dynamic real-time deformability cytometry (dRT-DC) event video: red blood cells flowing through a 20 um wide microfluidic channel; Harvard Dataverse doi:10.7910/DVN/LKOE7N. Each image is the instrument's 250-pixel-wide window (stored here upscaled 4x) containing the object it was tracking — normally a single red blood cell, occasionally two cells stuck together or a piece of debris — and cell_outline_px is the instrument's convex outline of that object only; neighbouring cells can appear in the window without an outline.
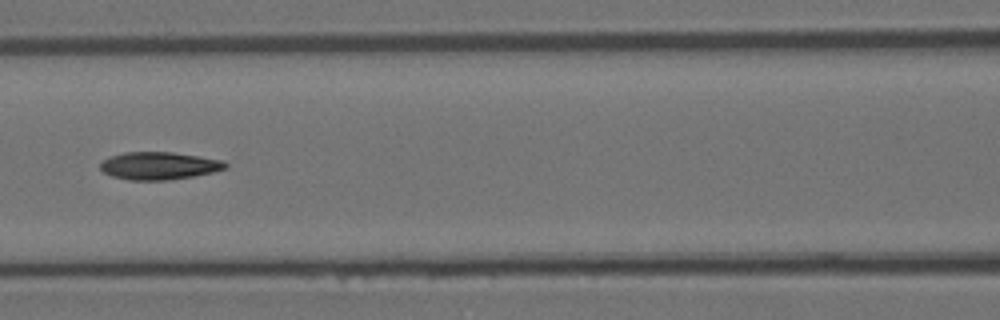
{"species": "Egyptian fruit bat (a non-hibernating species)", "species_latin": "Rousettus aegyptiacus", "temperature_condition": "room temperature", "stored_images_in_passage": 10, "camera_frame_rate_fps": 3000, "um_per_image_px": 0.085, "animal": {"sex": "female"}, "frame": {"image": 1, "passage_image": 7, "time_ms": 7.667, "image_size_px": [1000, 320], "cell_outline_px": [[228, 168], [212, 172], [192, 176], [168, 180], [128, 180], [112, 176], [104, 172], [100, 168], [100, 164], [108, 156], [124, 152], [172, 152], [224, 160], [228, 164]], "centroid_in_image_um": [13.52, 14.08], "position_along_channel_um": 153.1, "area_um2": 20.17}}
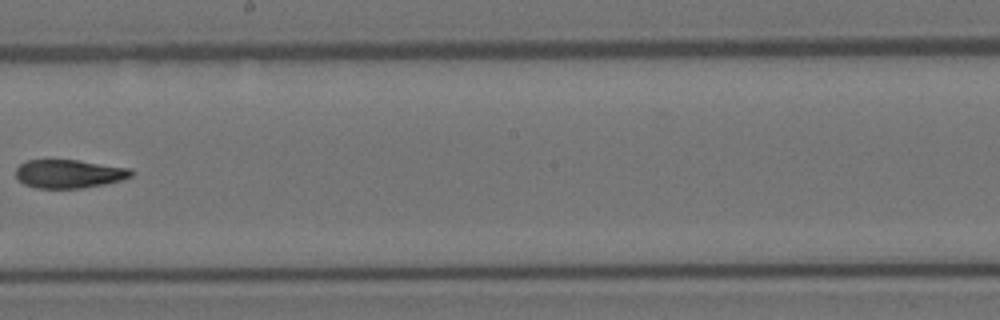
{"frame": {"image": 2, "passage_image": 9, "time_ms": 10.0, "image_size_px": [1000, 320], "cell_outline_px": [[132, 176], [120, 180], [104, 184], [84, 188], [36, 188], [24, 184], [16, 176], [16, 168], [20, 164], [28, 160], [76, 160], [128, 168], [132, 172]], "centroid_in_image_um": [5.83, 14.78], "position_along_channel_um": 242.4, "area_um2": 18.9}}
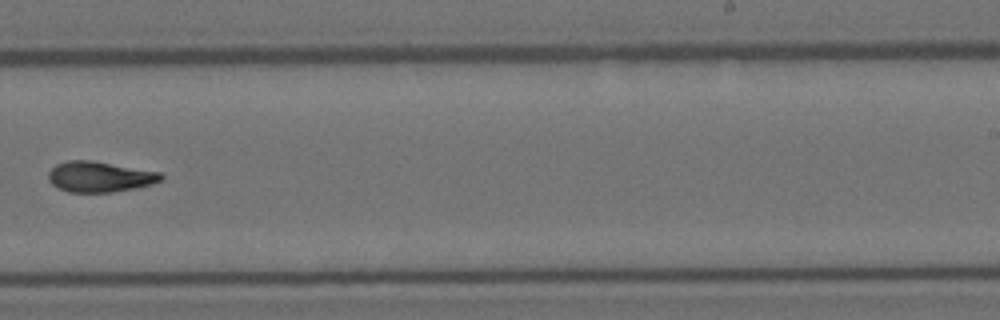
{"frame": {"image": 3, "passage_image": 10, "time_ms": 11.0, "image_size_px": [1000, 320], "cell_outline_px": [[164, 176], [160, 180], [152, 184], [136, 188], [112, 192], [68, 192], [56, 188], [48, 180], [48, 172], [56, 164], [68, 160], [92, 160], [160, 172]], "centroid_in_image_um": [8.44, 15.02], "position_along_channel_um": 280.6, "area_um2": 20.17}}